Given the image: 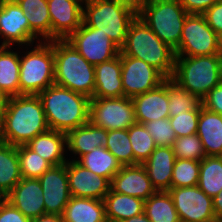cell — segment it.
<instances>
[{
  "mask_svg": "<svg viewBox=\"0 0 222 222\" xmlns=\"http://www.w3.org/2000/svg\"><path fill=\"white\" fill-rule=\"evenodd\" d=\"M38 95L8 97L0 111V141L13 146L26 145L49 130Z\"/></svg>",
  "mask_w": 222,
  "mask_h": 222,
  "instance_id": "6da1fadb",
  "label": "cell"
},
{
  "mask_svg": "<svg viewBox=\"0 0 222 222\" xmlns=\"http://www.w3.org/2000/svg\"><path fill=\"white\" fill-rule=\"evenodd\" d=\"M52 130L68 133L89 121L90 98L58 85H51L38 94Z\"/></svg>",
  "mask_w": 222,
  "mask_h": 222,
  "instance_id": "7a4b0ae2",
  "label": "cell"
},
{
  "mask_svg": "<svg viewBox=\"0 0 222 222\" xmlns=\"http://www.w3.org/2000/svg\"><path fill=\"white\" fill-rule=\"evenodd\" d=\"M120 55L143 60L157 69L165 78H172L175 52L136 16L129 24L126 41Z\"/></svg>",
  "mask_w": 222,
  "mask_h": 222,
  "instance_id": "3957f363",
  "label": "cell"
},
{
  "mask_svg": "<svg viewBox=\"0 0 222 222\" xmlns=\"http://www.w3.org/2000/svg\"><path fill=\"white\" fill-rule=\"evenodd\" d=\"M54 84L93 97L95 66L66 40H52Z\"/></svg>",
  "mask_w": 222,
  "mask_h": 222,
  "instance_id": "277c9868",
  "label": "cell"
},
{
  "mask_svg": "<svg viewBox=\"0 0 222 222\" xmlns=\"http://www.w3.org/2000/svg\"><path fill=\"white\" fill-rule=\"evenodd\" d=\"M222 57L175 56L172 80L181 88L202 100L215 86L221 84Z\"/></svg>",
  "mask_w": 222,
  "mask_h": 222,
  "instance_id": "5b68a950",
  "label": "cell"
},
{
  "mask_svg": "<svg viewBox=\"0 0 222 222\" xmlns=\"http://www.w3.org/2000/svg\"><path fill=\"white\" fill-rule=\"evenodd\" d=\"M17 49H21L20 95H38L54 84L52 40L37 42L29 46H20V48L18 46ZM25 49L26 51H24Z\"/></svg>",
  "mask_w": 222,
  "mask_h": 222,
  "instance_id": "8992f818",
  "label": "cell"
},
{
  "mask_svg": "<svg viewBox=\"0 0 222 222\" xmlns=\"http://www.w3.org/2000/svg\"><path fill=\"white\" fill-rule=\"evenodd\" d=\"M136 16L132 7L117 0H84L83 23L100 29L119 48L124 45L129 24Z\"/></svg>",
  "mask_w": 222,
  "mask_h": 222,
  "instance_id": "52a82bcc",
  "label": "cell"
},
{
  "mask_svg": "<svg viewBox=\"0 0 222 222\" xmlns=\"http://www.w3.org/2000/svg\"><path fill=\"white\" fill-rule=\"evenodd\" d=\"M188 15L180 0H150L137 11V16L174 51Z\"/></svg>",
  "mask_w": 222,
  "mask_h": 222,
  "instance_id": "ba28073f",
  "label": "cell"
},
{
  "mask_svg": "<svg viewBox=\"0 0 222 222\" xmlns=\"http://www.w3.org/2000/svg\"><path fill=\"white\" fill-rule=\"evenodd\" d=\"M89 121L107 131L129 129L137 123L132 98H90Z\"/></svg>",
  "mask_w": 222,
  "mask_h": 222,
  "instance_id": "9c48e42d",
  "label": "cell"
},
{
  "mask_svg": "<svg viewBox=\"0 0 222 222\" xmlns=\"http://www.w3.org/2000/svg\"><path fill=\"white\" fill-rule=\"evenodd\" d=\"M218 34L207 24L203 15L189 14L175 56H209L218 53Z\"/></svg>",
  "mask_w": 222,
  "mask_h": 222,
  "instance_id": "30bf717a",
  "label": "cell"
},
{
  "mask_svg": "<svg viewBox=\"0 0 222 222\" xmlns=\"http://www.w3.org/2000/svg\"><path fill=\"white\" fill-rule=\"evenodd\" d=\"M66 41L94 66L113 59L120 53V48L107 34L100 32V29L86 26L83 22Z\"/></svg>",
  "mask_w": 222,
  "mask_h": 222,
  "instance_id": "8fae6325",
  "label": "cell"
},
{
  "mask_svg": "<svg viewBox=\"0 0 222 222\" xmlns=\"http://www.w3.org/2000/svg\"><path fill=\"white\" fill-rule=\"evenodd\" d=\"M174 207L181 222H216L213 198L206 195L197 185L192 187H171Z\"/></svg>",
  "mask_w": 222,
  "mask_h": 222,
  "instance_id": "7c38bea8",
  "label": "cell"
},
{
  "mask_svg": "<svg viewBox=\"0 0 222 222\" xmlns=\"http://www.w3.org/2000/svg\"><path fill=\"white\" fill-rule=\"evenodd\" d=\"M121 79L124 97L133 98L150 91L166 78L143 60L121 55Z\"/></svg>",
  "mask_w": 222,
  "mask_h": 222,
  "instance_id": "4fadbf2b",
  "label": "cell"
},
{
  "mask_svg": "<svg viewBox=\"0 0 222 222\" xmlns=\"http://www.w3.org/2000/svg\"><path fill=\"white\" fill-rule=\"evenodd\" d=\"M1 46H29L37 43L30 36V26L24 11L15 0L0 1ZM3 39V40H2Z\"/></svg>",
  "mask_w": 222,
  "mask_h": 222,
  "instance_id": "5bb4252c",
  "label": "cell"
},
{
  "mask_svg": "<svg viewBox=\"0 0 222 222\" xmlns=\"http://www.w3.org/2000/svg\"><path fill=\"white\" fill-rule=\"evenodd\" d=\"M38 179L43 190L45 214L62 216L71 198L67 177V162L51 166Z\"/></svg>",
  "mask_w": 222,
  "mask_h": 222,
  "instance_id": "9a60e30c",
  "label": "cell"
},
{
  "mask_svg": "<svg viewBox=\"0 0 222 222\" xmlns=\"http://www.w3.org/2000/svg\"><path fill=\"white\" fill-rule=\"evenodd\" d=\"M51 40H66L83 22L84 0H47Z\"/></svg>",
  "mask_w": 222,
  "mask_h": 222,
  "instance_id": "2e32d148",
  "label": "cell"
},
{
  "mask_svg": "<svg viewBox=\"0 0 222 222\" xmlns=\"http://www.w3.org/2000/svg\"><path fill=\"white\" fill-rule=\"evenodd\" d=\"M67 177L71 197L104 200L110 191V181L80 165L75 160L67 161Z\"/></svg>",
  "mask_w": 222,
  "mask_h": 222,
  "instance_id": "e0dca14e",
  "label": "cell"
},
{
  "mask_svg": "<svg viewBox=\"0 0 222 222\" xmlns=\"http://www.w3.org/2000/svg\"><path fill=\"white\" fill-rule=\"evenodd\" d=\"M110 189L144 201L156 192L143 164L123 165L112 178Z\"/></svg>",
  "mask_w": 222,
  "mask_h": 222,
  "instance_id": "ac0fdd59",
  "label": "cell"
},
{
  "mask_svg": "<svg viewBox=\"0 0 222 222\" xmlns=\"http://www.w3.org/2000/svg\"><path fill=\"white\" fill-rule=\"evenodd\" d=\"M4 199L31 219L45 215L43 190L38 178H22Z\"/></svg>",
  "mask_w": 222,
  "mask_h": 222,
  "instance_id": "d6986e66",
  "label": "cell"
},
{
  "mask_svg": "<svg viewBox=\"0 0 222 222\" xmlns=\"http://www.w3.org/2000/svg\"><path fill=\"white\" fill-rule=\"evenodd\" d=\"M137 123L169 118L168 78L154 89L132 98Z\"/></svg>",
  "mask_w": 222,
  "mask_h": 222,
  "instance_id": "ffe728a7",
  "label": "cell"
},
{
  "mask_svg": "<svg viewBox=\"0 0 222 222\" xmlns=\"http://www.w3.org/2000/svg\"><path fill=\"white\" fill-rule=\"evenodd\" d=\"M66 136L68 159L77 161L81 156L95 148L106 147L108 131L88 121L86 124L69 131Z\"/></svg>",
  "mask_w": 222,
  "mask_h": 222,
  "instance_id": "44dd1931",
  "label": "cell"
},
{
  "mask_svg": "<svg viewBox=\"0 0 222 222\" xmlns=\"http://www.w3.org/2000/svg\"><path fill=\"white\" fill-rule=\"evenodd\" d=\"M121 55L95 65V90L92 98L124 97Z\"/></svg>",
  "mask_w": 222,
  "mask_h": 222,
  "instance_id": "7402d4cb",
  "label": "cell"
},
{
  "mask_svg": "<svg viewBox=\"0 0 222 222\" xmlns=\"http://www.w3.org/2000/svg\"><path fill=\"white\" fill-rule=\"evenodd\" d=\"M175 159L172 147L157 146L149 158L142 163L156 191H168L171 188Z\"/></svg>",
  "mask_w": 222,
  "mask_h": 222,
  "instance_id": "603a6c76",
  "label": "cell"
},
{
  "mask_svg": "<svg viewBox=\"0 0 222 222\" xmlns=\"http://www.w3.org/2000/svg\"><path fill=\"white\" fill-rule=\"evenodd\" d=\"M26 145L52 166L65 164L69 160L67 157L66 133L49 129L35 136Z\"/></svg>",
  "mask_w": 222,
  "mask_h": 222,
  "instance_id": "cb8c5ba5",
  "label": "cell"
},
{
  "mask_svg": "<svg viewBox=\"0 0 222 222\" xmlns=\"http://www.w3.org/2000/svg\"><path fill=\"white\" fill-rule=\"evenodd\" d=\"M196 134L201 139L206 156H222V115L202 106Z\"/></svg>",
  "mask_w": 222,
  "mask_h": 222,
  "instance_id": "d4e9b609",
  "label": "cell"
},
{
  "mask_svg": "<svg viewBox=\"0 0 222 222\" xmlns=\"http://www.w3.org/2000/svg\"><path fill=\"white\" fill-rule=\"evenodd\" d=\"M30 26V36L36 41H51V18L47 0H15Z\"/></svg>",
  "mask_w": 222,
  "mask_h": 222,
  "instance_id": "484cf974",
  "label": "cell"
},
{
  "mask_svg": "<svg viewBox=\"0 0 222 222\" xmlns=\"http://www.w3.org/2000/svg\"><path fill=\"white\" fill-rule=\"evenodd\" d=\"M62 217L64 222H107L104 200L71 197Z\"/></svg>",
  "mask_w": 222,
  "mask_h": 222,
  "instance_id": "4316f807",
  "label": "cell"
},
{
  "mask_svg": "<svg viewBox=\"0 0 222 222\" xmlns=\"http://www.w3.org/2000/svg\"><path fill=\"white\" fill-rule=\"evenodd\" d=\"M107 222H122L144 212L145 201L111 189L104 198Z\"/></svg>",
  "mask_w": 222,
  "mask_h": 222,
  "instance_id": "83f0119b",
  "label": "cell"
},
{
  "mask_svg": "<svg viewBox=\"0 0 222 222\" xmlns=\"http://www.w3.org/2000/svg\"><path fill=\"white\" fill-rule=\"evenodd\" d=\"M0 45V88L8 96L20 95V52Z\"/></svg>",
  "mask_w": 222,
  "mask_h": 222,
  "instance_id": "f1b7e54d",
  "label": "cell"
},
{
  "mask_svg": "<svg viewBox=\"0 0 222 222\" xmlns=\"http://www.w3.org/2000/svg\"><path fill=\"white\" fill-rule=\"evenodd\" d=\"M22 179L17 146L0 141V193L5 197Z\"/></svg>",
  "mask_w": 222,
  "mask_h": 222,
  "instance_id": "f546056e",
  "label": "cell"
},
{
  "mask_svg": "<svg viewBox=\"0 0 222 222\" xmlns=\"http://www.w3.org/2000/svg\"><path fill=\"white\" fill-rule=\"evenodd\" d=\"M77 162L91 172L107 178L110 182L122 167L116 157L105 147L95 148L81 156Z\"/></svg>",
  "mask_w": 222,
  "mask_h": 222,
  "instance_id": "4dcf8cb0",
  "label": "cell"
},
{
  "mask_svg": "<svg viewBox=\"0 0 222 222\" xmlns=\"http://www.w3.org/2000/svg\"><path fill=\"white\" fill-rule=\"evenodd\" d=\"M144 212L151 222H181L168 191H156L146 199Z\"/></svg>",
  "mask_w": 222,
  "mask_h": 222,
  "instance_id": "1f68e13d",
  "label": "cell"
},
{
  "mask_svg": "<svg viewBox=\"0 0 222 222\" xmlns=\"http://www.w3.org/2000/svg\"><path fill=\"white\" fill-rule=\"evenodd\" d=\"M197 186L211 198L222 190V156H206L200 161Z\"/></svg>",
  "mask_w": 222,
  "mask_h": 222,
  "instance_id": "d6a6232c",
  "label": "cell"
},
{
  "mask_svg": "<svg viewBox=\"0 0 222 222\" xmlns=\"http://www.w3.org/2000/svg\"><path fill=\"white\" fill-rule=\"evenodd\" d=\"M168 101L169 117L187 113L202 103L196 95L181 88L171 78H168Z\"/></svg>",
  "mask_w": 222,
  "mask_h": 222,
  "instance_id": "836d02e7",
  "label": "cell"
},
{
  "mask_svg": "<svg viewBox=\"0 0 222 222\" xmlns=\"http://www.w3.org/2000/svg\"><path fill=\"white\" fill-rule=\"evenodd\" d=\"M128 135L134 155V165L145 162L157 147L148 130L141 123H135L128 129Z\"/></svg>",
  "mask_w": 222,
  "mask_h": 222,
  "instance_id": "e575fe53",
  "label": "cell"
},
{
  "mask_svg": "<svg viewBox=\"0 0 222 222\" xmlns=\"http://www.w3.org/2000/svg\"><path fill=\"white\" fill-rule=\"evenodd\" d=\"M22 178H39L52 165L27 145L17 146Z\"/></svg>",
  "mask_w": 222,
  "mask_h": 222,
  "instance_id": "d590c367",
  "label": "cell"
},
{
  "mask_svg": "<svg viewBox=\"0 0 222 222\" xmlns=\"http://www.w3.org/2000/svg\"><path fill=\"white\" fill-rule=\"evenodd\" d=\"M121 165H134V155L131 147L128 129L108 130L106 147Z\"/></svg>",
  "mask_w": 222,
  "mask_h": 222,
  "instance_id": "8d00e7d4",
  "label": "cell"
},
{
  "mask_svg": "<svg viewBox=\"0 0 222 222\" xmlns=\"http://www.w3.org/2000/svg\"><path fill=\"white\" fill-rule=\"evenodd\" d=\"M200 162L176 158L173 166L171 187H192L198 184Z\"/></svg>",
  "mask_w": 222,
  "mask_h": 222,
  "instance_id": "74e56055",
  "label": "cell"
},
{
  "mask_svg": "<svg viewBox=\"0 0 222 222\" xmlns=\"http://www.w3.org/2000/svg\"><path fill=\"white\" fill-rule=\"evenodd\" d=\"M176 158L201 161L206 157L201 139L197 134L182 136L172 146Z\"/></svg>",
  "mask_w": 222,
  "mask_h": 222,
  "instance_id": "f35d334b",
  "label": "cell"
},
{
  "mask_svg": "<svg viewBox=\"0 0 222 222\" xmlns=\"http://www.w3.org/2000/svg\"><path fill=\"white\" fill-rule=\"evenodd\" d=\"M148 133L152 136L156 146L172 147L177 139L169 118L158 119L143 123Z\"/></svg>",
  "mask_w": 222,
  "mask_h": 222,
  "instance_id": "ab89813d",
  "label": "cell"
},
{
  "mask_svg": "<svg viewBox=\"0 0 222 222\" xmlns=\"http://www.w3.org/2000/svg\"><path fill=\"white\" fill-rule=\"evenodd\" d=\"M202 103L196 108L187 113H181L175 117H169V121L177 138L189 136L197 133L198 119Z\"/></svg>",
  "mask_w": 222,
  "mask_h": 222,
  "instance_id": "60d3db41",
  "label": "cell"
},
{
  "mask_svg": "<svg viewBox=\"0 0 222 222\" xmlns=\"http://www.w3.org/2000/svg\"><path fill=\"white\" fill-rule=\"evenodd\" d=\"M209 27L216 33L222 32V0H218L202 14Z\"/></svg>",
  "mask_w": 222,
  "mask_h": 222,
  "instance_id": "b9f144b4",
  "label": "cell"
},
{
  "mask_svg": "<svg viewBox=\"0 0 222 222\" xmlns=\"http://www.w3.org/2000/svg\"><path fill=\"white\" fill-rule=\"evenodd\" d=\"M0 222H31V218L26 217L17 208L3 199L0 202Z\"/></svg>",
  "mask_w": 222,
  "mask_h": 222,
  "instance_id": "7bdbcfd3",
  "label": "cell"
},
{
  "mask_svg": "<svg viewBox=\"0 0 222 222\" xmlns=\"http://www.w3.org/2000/svg\"><path fill=\"white\" fill-rule=\"evenodd\" d=\"M201 102L207 110L222 115V84L215 86Z\"/></svg>",
  "mask_w": 222,
  "mask_h": 222,
  "instance_id": "ee69618b",
  "label": "cell"
},
{
  "mask_svg": "<svg viewBox=\"0 0 222 222\" xmlns=\"http://www.w3.org/2000/svg\"><path fill=\"white\" fill-rule=\"evenodd\" d=\"M217 1L218 0H180V3L188 14L202 15Z\"/></svg>",
  "mask_w": 222,
  "mask_h": 222,
  "instance_id": "f6af8a7d",
  "label": "cell"
},
{
  "mask_svg": "<svg viewBox=\"0 0 222 222\" xmlns=\"http://www.w3.org/2000/svg\"><path fill=\"white\" fill-rule=\"evenodd\" d=\"M213 209L216 220L222 217V190L213 197Z\"/></svg>",
  "mask_w": 222,
  "mask_h": 222,
  "instance_id": "bcb514c9",
  "label": "cell"
},
{
  "mask_svg": "<svg viewBox=\"0 0 222 222\" xmlns=\"http://www.w3.org/2000/svg\"><path fill=\"white\" fill-rule=\"evenodd\" d=\"M31 222H64L60 215L45 214L36 218H32Z\"/></svg>",
  "mask_w": 222,
  "mask_h": 222,
  "instance_id": "7dc6e473",
  "label": "cell"
},
{
  "mask_svg": "<svg viewBox=\"0 0 222 222\" xmlns=\"http://www.w3.org/2000/svg\"><path fill=\"white\" fill-rule=\"evenodd\" d=\"M123 4L132 7L136 12L148 1L150 0H117Z\"/></svg>",
  "mask_w": 222,
  "mask_h": 222,
  "instance_id": "c3c4849f",
  "label": "cell"
},
{
  "mask_svg": "<svg viewBox=\"0 0 222 222\" xmlns=\"http://www.w3.org/2000/svg\"><path fill=\"white\" fill-rule=\"evenodd\" d=\"M122 222H151L150 219L146 216L145 212L133 216L131 218L125 219Z\"/></svg>",
  "mask_w": 222,
  "mask_h": 222,
  "instance_id": "681fc988",
  "label": "cell"
},
{
  "mask_svg": "<svg viewBox=\"0 0 222 222\" xmlns=\"http://www.w3.org/2000/svg\"><path fill=\"white\" fill-rule=\"evenodd\" d=\"M7 99H8V96L0 88V111L4 107Z\"/></svg>",
  "mask_w": 222,
  "mask_h": 222,
  "instance_id": "f907efd6",
  "label": "cell"
},
{
  "mask_svg": "<svg viewBox=\"0 0 222 222\" xmlns=\"http://www.w3.org/2000/svg\"><path fill=\"white\" fill-rule=\"evenodd\" d=\"M217 40H218V53L222 57V32L218 34Z\"/></svg>",
  "mask_w": 222,
  "mask_h": 222,
  "instance_id": "816d5d0a",
  "label": "cell"
},
{
  "mask_svg": "<svg viewBox=\"0 0 222 222\" xmlns=\"http://www.w3.org/2000/svg\"><path fill=\"white\" fill-rule=\"evenodd\" d=\"M4 199V197L0 193V202Z\"/></svg>",
  "mask_w": 222,
  "mask_h": 222,
  "instance_id": "f5cc1de1",
  "label": "cell"
},
{
  "mask_svg": "<svg viewBox=\"0 0 222 222\" xmlns=\"http://www.w3.org/2000/svg\"><path fill=\"white\" fill-rule=\"evenodd\" d=\"M216 222H222V217L218 218Z\"/></svg>",
  "mask_w": 222,
  "mask_h": 222,
  "instance_id": "db71d44e",
  "label": "cell"
}]
</instances>
